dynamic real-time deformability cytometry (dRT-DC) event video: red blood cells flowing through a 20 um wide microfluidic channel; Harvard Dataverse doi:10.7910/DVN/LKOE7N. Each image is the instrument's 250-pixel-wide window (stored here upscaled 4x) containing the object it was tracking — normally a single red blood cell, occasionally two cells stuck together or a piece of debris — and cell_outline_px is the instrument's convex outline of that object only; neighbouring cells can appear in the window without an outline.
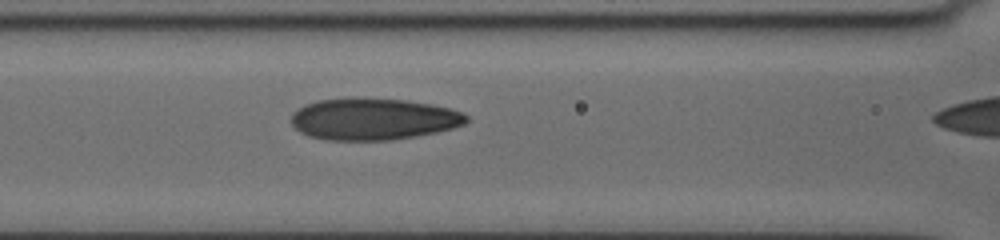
{"species": "human", "species_latin": "Homo sapiens", "temperature_condition": "cold", "stored_images_in_passage": 25, "camera_frame_rate_fps": 3000, "um_per_image_px": 0.085, "donor": {"sex": "female"}, "frame": {"image": 1, "passage_image": 19, "time_ms": 8.0, "image_size_px": [1000, 240], "cell_outline_px": [[468, 120], [464, 124], [452, 128], [436, 132], [416, 136], [392, 140], [328, 140], [308, 136], [300, 132], [292, 124], [292, 112], [304, 104], [316, 100], [364, 96], [404, 100], [432, 104], [448, 108], [460, 112], [468, 116]], "centroid_in_image_um": [31.69, 10.1], "position_along_channel_um": 134.9, "area_um2": 43.06}}
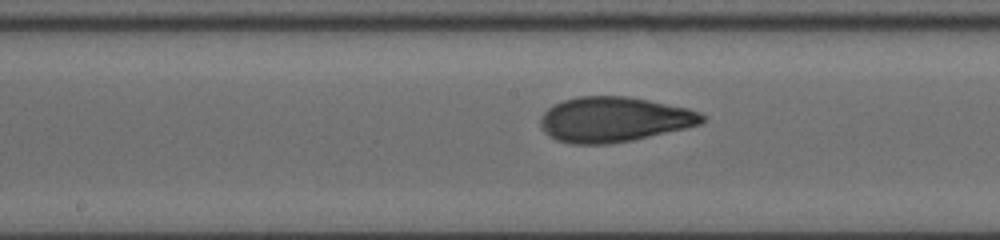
{"frame": {"image": 2, "passage_image": 24, "time_ms": 9.667, "image_size_px": [1000, 240], "cell_outline_px": [[704, 120], [700, 124], [684, 128], [632, 140], [608, 144], [572, 144], [556, 140], [548, 136], [544, 132], [540, 124], [540, 116], [552, 104], [564, 100], [580, 96], [628, 96], [688, 108], [700, 112], [704, 116]], "centroid_in_image_um": [52.14, 10.15], "position_along_channel_um": 196.1, "area_um2": 42.43}}